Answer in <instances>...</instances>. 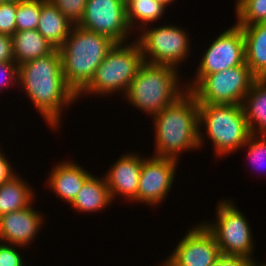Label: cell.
I'll use <instances>...</instances> for the list:
<instances>
[{
	"label": "cell",
	"instance_id": "cell-6",
	"mask_svg": "<svg viewBox=\"0 0 266 266\" xmlns=\"http://www.w3.org/2000/svg\"><path fill=\"white\" fill-rule=\"evenodd\" d=\"M136 43V44H135ZM116 43L96 69L90 83L77 95L83 93L110 94L118 90L126 94L139 67L144 63L139 43ZM123 89V90H122Z\"/></svg>",
	"mask_w": 266,
	"mask_h": 266
},
{
	"label": "cell",
	"instance_id": "cell-19",
	"mask_svg": "<svg viewBox=\"0 0 266 266\" xmlns=\"http://www.w3.org/2000/svg\"><path fill=\"white\" fill-rule=\"evenodd\" d=\"M11 37L14 60L18 65L45 57L55 50L37 29L16 31Z\"/></svg>",
	"mask_w": 266,
	"mask_h": 266
},
{
	"label": "cell",
	"instance_id": "cell-15",
	"mask_svg": "<svg viewBox=\"0 0 266 266\" xmlns=\"http://www.w3.org/2000/svg\"><path fill=\"white\" fill-rule=\"evenodd\" d=\"M142 160L141 157L129 153L120 157L111 167L105 176V180L112 200H114L116 194L131 201L136 199Z\"/></svg>",
	"mask_w": 266,
	"mask_h": 266
},
{
	"label": "cell",
	"instance_id": "cell-14",
	"mask_svg": "<svg viewBox=\"0 0 266 266\" xmlns=\"http://www.w3.org/2000/svg\"><path fill=\"white\" fill-rule=\"evenodd\" d=\"M42 225V216L31 208L24 209L0 216V240L17 246L31 244Z\"/></svg>",
	"mask_w": 266,
	"mask_h": 266
},
{
	"label": "cell",
	"instance_id": "cell-2",
	"mask_svg": "<svg viewBox=\"0 0 266 266\" xmlns=\"http://www.w3.org/2000/svg\"><path fill=\"white\" fill-rule=\"evenodd\" d=\"M154 116L155 156L178 160V153L196 149L203 139L199 126V104L188 90Z\"/></svg>",
	"mask_w": 266,
	"mask_h": 266
},
{
	"label": "cell",
	"instance_id": "cell-8",
	"mask_svg": "<svg viewBox=\"0 0 266 266\" xmlns=\"http://www.w3.org/2000/svg\"><path fill=\"white\" fill-rule=\"evenodd\" d=\"M216 215V224L203 225L215 238L220 253L253 258L252 232L247 218L228 200L218 204Z\"/></svg>",
	"mask_w": 266,
	"mask_h": 266
},
{
	"label": "cell",
	"instance_id": "cell-36",
	"mask_svg": "<svg viewBox=\"0 0 266 266\" xmlns=\"http://www.w3.org/2000/svg\"><path fill=\"white\" fill-rule=\"evenodd\" d=\"M21 0H0V4L1 3H6V2H19Z\"/></svg>",
	"mask_w": 266,
	"mask_h": 266
},
{
	"label": "cell",
	"instance_id": "cell-3",
	"mask_svg": "<svg viewBox=\"0 0 266 266\" xmlns=\"http://www.w3.org/2000/svg\"><path fill=\"white\" fill-rule=\"evenodd\" d=\"M116 43L109 37L74 25L59 49L67 85L78 95Z\"/></svg>",
	"mask_w": 266,
	"mask_h": 266
},
{
	"label": "cell",
	"instance_id": "cell-31",
	"mask_svg": "<svg viewBox=\"0 0 266 266\" xmlns=\"http://www.w3.org/2000/svg\"><path fill=\"white\" fill-rule=\"evenodd\" d=\"M8 61H15L12 37L6 34H0V62Z\"/></svg>",
	"mask_w": 266,
	"mask_h": 266
},
{
	"label": "cell",
	"instance_id": "cell-10",
	"mask_svg": "<svg viewBox=\"0 0 266 266\" xmlns=\"http://www.w3.org/2000/svg\"><path fill=\"white\" fill-rule=\"evenodd\" d=\"M202 58L194 83L185 88L188 91L205 75L221 72L245 63V40L242 28L235 24L221 33Z\"/></svg>",
	"mask_w": 266,
	"mask_h": 266
},
{
	"label": "cell",
	"instance_id": "cell-35",
	"mask_svg": "<svg viewBox=\"0 0 266 266\" xmlns=\"http://www.w3.org/2000/svg\"><path fill=\"white\" fill-rule=\"evenodd\" d=\"M155 1H158L162 3L164 6H167L168 4H171V2H173L174 0H155Z\"/></svg>",
	"mask_w": 266,
	"mask_h": 266
},
{
	"label": "cell",
	"instance_id": "cell-34",
	"mask_svg": "<svg viewBox=\"0 0 266 266\" xmlns=\"http://www.w3.org/2000/svg\"><path fill=\"white\" fill-rule=\"evenodd\" d=\"M248 266H266V263L264 262L263 264L258 265V264L255 262V260L253 261V258H251V259L249 260V265H248Z\"/></svg>",
	"mask_w": 266,
	"mask_h": 266
},
{
	"label": "cell",
	"instance_id": "cell-23",
	"mask_svg": "<svg viewBox=\"0 0 266 266\" xmlns=\"http://www.w3.org/2000/svg\"><path fill=\"white\" fill-rule=\"evenodd\" d=\"M124 3L127 8V21L130 28L134 27V21L136 20H140L142 25L160 19L166 7L155 0L124 1Z\"/></svg>",
	"mask_w": 266,
	"mask_h": 266
},
{
	"label": "cell",
	"instance_id": "cell-27",
	"mask_svg": "<svg viewBox=\"0 0 266 266\" xmlns=\"http://www.w3.org/2000/svg\"><path fill=\"white\" fill-rule=\"evenodd\" d=\"M17 2L0 4V34L12 36L16 32Z\"/></svg>",
	"mask_w": 266,
	"mask_h": 266
},
{
	"label": "cell",
	"instance_id": "cell-33",
	"mask_svg": "<svg viewBox=\"0 0 266 266\" xmlns=\"http://www.w3.org/2000/svg\"><path fill=\"white\" fill-rule=\"evenodd\" d=\"M249 260L242 256L220 255L219 266H248Z\"/></svg>",
	"mask_w": 266,
	"mask_h": 266
},
{
	"label": "cell",
	"instance_id": "cell-28",
	"mask_svg": "<svg viewBox=\"0 0 266 266\" xmlns=\"http://www.w3.org/2000/svg\"><path fill=\"white\" fill-rule=\"evenodd\" d=\"M247 145L249 149L247 154L248 158L253 161L255 166L259 162L263 164L264 160H266V135H261L258 137V135L256 136L255 134H251L244 146ZM261 163L259 164L260 166Z\"/></svg>",
	"mask_w": 266,
	"mask_h": 266
},
{
	"label": "cell",
	"instance_id": "cell-37",
	"mask_svg": "<svg viewBox=\"0 0 266 266\" xmlns=\"http://www.w3.org/2000/svg\"><path fill=\"white\" fill-rule=\"evenodd\" d=\"M210 266H219V257L217 258V260L211 264Z\"/></svg>",
	"mask_w": 266,
	"mask_h": 266
},
{
	"label": "cell",
	"instance_id": "cell-17",
	"mask_svg": "<svg viewBox=\"0 0 266 266\" xmlns=\"http://www.w3.org/2000/svg\"><path fill=\"white\" fill-rule=\"evenodd\" d=\"M245 40V62L256 78H266V22L240 26Z\"/></svg>",
	"mask_w": 266,
	"mask_h": 266
},
{
	"label": "cell",
	"instance_id": "cell-20",
	"mask_svg": "<svg viewBox=\"0 0 266 266\" xmlns=\"http://www.w3.org/2000/svg\"><path fill=\"white\" fill-rule=\"evenodd\" d=\"M242 107L251 134L266 135V78H256L253 81Z\"/></svg>",
	"mask_w": 266,
	"mask_h": 266
},
{
	"label": "cell",
	"instance_id": "cell-39",
	"mask_svg": "<svg viewBox=\"0 0 266 266\" xmlns=\"http://www.w3.org/2000/svg\"><path fill=\"white\" fill-rule=\"evenodd\" d=\"M242 1H243V0H238L237 3H236V6H237L238 4H240Z\"/></svg>",
	"mask_w": 266,
	"mask_h": 266
},
{
	"label": "cell",
	"instance_id": "cell-29",
	"mask_svg": "<svg viewBox=\"0 0 266 266\" xmlns=\"http://www.w3.org/2000/svg\"><path fill=\"white\" fill-rule=\"evenodd\" d=\"M12 246L17 247L0 242V266H24L21 254Z\"/></svg>",
	"mask_w": 266,
	"mask_h": 266
},
{
	"label": "cell",
	"instance_id": "cell-22",
	"mask_svg": "<svg viewBox=\"0 0 266 266\" xmlns=\"http://www.w3.org/2000/svg\"><path fill=\"white\" fill-rule=\"evenodd\" d=\"M32 188L18 175L0 186V216L32 205Z\"/></svg>",
	"mask_w": 266,
	"mask_h": 266
},
{
	"label": "cell",
	"instance_id": "cell-9",
	"mask_svg": "<svg viewBox=\"0 0 266 266\" xmlns=\"http://www.w3.org/2000/svg\"><path fill=\"white\" fill-rule=\"evenodd\" d=\"M141 34L137 42L145 63L176 68L178 63L184 61V58L186 59L190 47L184 29L182 30L176 25H163L150 28L144 33L142 31Z\"/></svg>",
	"mask_w": 266,
	"mask_h": 266
},
{
	"label": "cell",
	"instance_id": "cell-25",
	"mask_svg": "<svg viewBox=\"0 0 266 266\" xmlns=\"http://www.w3.org/2000/svg\"><path fill=\"white\" fill-rule=\"evenodd\" d=\"M238 26L266 22V0H243L236 6Z\"/></svg>",
	"mask_w": 266,
	"mask_h": 266
},
{
	"label": "cell",
	"instance_id": "cell-16",
	"mask_svg": "<svg viewBox=\"0 0 266 266\" xmlns=\"http://www.w3.org/2000/svg\"><path fill=\"white\" fill-rule=\"evenodd\" d=\"M91 176L90 172L76 163L64 162L56 165L49 175V187L69 204L76 198L84 182Z\"/></svg>",
	"mask_w": 266,
	"mask_h": 266
},
{
	"label": "cell",
	"instance_id": "cell-5",
	"mask_svg": "<svg viewBox=\"0 0 266 266\" xmlns=\"http://www.w3.org/2000/svg\"><path fill=\"white\" fill-rule=\"evenodd\" d=\"M201 123H205L217 156L237 151L251 135L239 104H199V126Z\"/></svg>",
	"mask_w": 266,
	"mask_h": 266
},
{
	"label": "cell",
	"instance_id": "cell-4",
	"mask_svg": "<svg viewBox=\"0 0 266 266\" xmlns=\"http://www.w3.org/2000/svg\"><path fill=\"white\" fill-rule=\"evenodd\" d=\"M177 69L144 62L124 96L136 108L150 115L162 111L185 93L183 89L179 90Z\"/></svg>",
	"mask_w": 266,
	"mask_h": 266
},
{
	"label": "cell",
	"instance_id": "cell-21",
	"mask_svg": "<svg viewBox=\"0 0 266 266\" xmlns=\"http://www.w3.org/2000/svg\"><path fill=\"white\" fill-rule=\"evenodd\" d=\"M112 202L105 177L91 175L83 184L71 205L77 212H96Z\"/></svg>",
	"mask_w": 266,
	"mask_h": 266
},
{
	"label": "cell",
	"instance_id": "cell-12",
	"mask_svg": "<svg viewBox=\"0 0 266 266\" xmlns=\"http://www.w3.org/2000/svg\"><path fill=\"white\" fill-rule=\"evenodd\" d=\"M220 255L215 238L200 223L188 231L163 266H210Z\"/></svg>",
	"mask_w": 266,
	"mask_h": 266
},
{
	"label": "cell",
	"instance_id": "cell-26",
	"mask_svg": "<svg viewBox=\"0 0 266 266\" xmlns=\"http://www.w3.org/2000/svg\"><path fill=\"white\" fill-rule=\"evenodd\" d=\"M58 10L74 25L81 21L87 0H50Z\"/></svg>",
	"mask_w": 266,
	"mask_h": 266
},
{
	"label": "cell",
	"instance_id": "cell-7",
	"mask_svg": "<svg viewBox=\"0 0 266 266\" xmlns=\"http://www.w3.org/2000/svg\"><path fill=\"white\" fill-rule=\"evenodd\" d=\"M256 77L246 62L221 72L205 75L190 92L198 104H239L250 91Z\"/></svg>",
	"mask_w": 266,
	"mask_h": 266
},
{
	"label": "cell",
	"instance_id": "cell-30",
	"mask_svg": "<svg viewBox=\"0 0 266 266\" xmlns=\"http://www.w3.org/2000/svg\"><path fill=\"white\" fill-rule=\"evenodd\" d=\"M0 76V79L2 80L0 81V90L3 85L9 86V80L12 81L13 84H16L13 80H19V65L15 61L0 62Z\"/></svg>",
	"mask_w": 266,
	"mask_h": 266
},
{
	"label": "cell",
	"instance_id": "cell-32",
	"mask_svg": "<svg viewBox=\"0 0 266 266\" xmlns=\"http://www.w3.org/2000/svg\"><path fill=\"white\" fill-rule=\"evenodd\" d=\"M4 155L5 154H2L0 150V186L16 175L12 172L13 169Z\"/></svg>",
	"mask_w": 266,
	"mask_h": 266
},
{
	"label": "cell",
	"instance_id": "cell-38",
	"mask_svg": "<svg viewBox=\"0 0 266 266\" xmlns=\"http://www.w3.org/2000/svg\"><path fill=\"white\" fill-rule=\"evenodd\" d=\"M124 1H151V0H124Z\"/></svg>",
	"mask_w": 266,
	"mask_h": 266
},
{
	"label": "cell",
	"instance_id": "cell-1",
	"mask_svg": "<svg viewBox=\"0 0 266 266\" xmlns=\"http://www.w3.org/2000/svg\"><path fill=\"white\" fill-rule=\"evenodd\" d=\"M20 83L36 109L53 129H57L60 123L62 106L69 107L78 98L65 81L58 49L45 57L19 65Z\"/></svg>",
	"mask_w": 266,
	"mask_h": 266
},
{
	"label": "cell",
	"instance_id": "cell-13",
	"mask_svg": "<svg viewBox=\"0 0 266 266\" xmlns=\"http://www.w3.org/2000/svg\"><path fill=\"white\" fill-rule=\"evenodd\" d=\"M170 158L153 156L142 160L137 197L134 201L156 205L167 196L175 177L176 163Z\"/></svg>",
	"mask_w": 266,
	"mask_h": 266
},
{
	"label": "cell",
	"instance_id": "cell-11",
	"mask_svg": "<svg viewBox=\"0 0 266 266\" xmlns=\"http://www.w3.org/2000/svg\"><path fill=\"white\" fill-rule=\"evenodd\" d=\"M79 27L123 43L130 33L124 0H87Z\"/></svg>",
	"mask_w": 266,
	"mask_h": 266
},
{
	"label": "cell",
	"instance_id": "cell-24",
	"mask_svg": "<svg viewBox=\"0 0 266 266\" xmlns=\"http://www.w3.org/2000/svg\"><path fill=\"white\" fill-rule=\"evenodd\" d=\"M46 0H21L17 2L16 31L37 29L41 6Z\"/></svg>",
	"mask_w": 266,
	"mask_h": 266
},
{
	"label": "cell",
	"instance_id": "cell-18",
	"mask_svg": "<svg viewBox=\"0 0 266 266\" xmlns=\"http://www.w3.org/2000/svg\"><path fill=\"white\" fill-rule=\"evenodd\" d=\"M73 26L74 24L50 0H46L42 4L37 31L55 49L59 50L62 47Z\"/></svg>",
	"mask_w": 266,
	"mask_h": 266
}]
</instances>
